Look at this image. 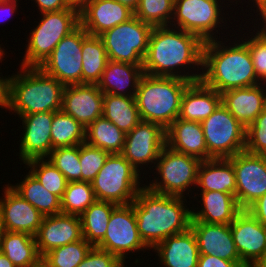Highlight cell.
I'll list each match as a JSON object with an SVG mask.
<instances>
[{"label":"cell","mask_w":266,"mask_h":267,"mask_svg":"<svg viewBox=\"0 0 266 267\" xmlns=\"http://www.w3.org/2000/svg\"><path fill=\"white\" fill-rule=\"evenodd\" d=\"M203 45L204 42L198 36L179 28L170 25L153 27L147 53L143 59V72L152 76L199 81L202 76L200 70H202ZM187 68H190L192 74H189ZM180 69L184 70V73H181ZM191 69L197 72L194 73ZM186 70L188 72H185Z\"/></svg>","instance_id":"obj_1"},{"label":"cell","mask_w":266,"mask_h":267,"mask_svg":"<svg viewBox=\"0 0 266 267\" xmlns=\"http://www.w3.org/2000/svg\"><path fill=\"white\" fill-rule=\"evenodd\" d=\"M185 198L158 194L146 186L138 191L133 209L140 238L148 248L190 228L191 208Z\"/></svg>","instance_id":"obj_2"},{"label":"cell","mask_w":266,"mask_h":267,"mask_svg":"<svg viewBox=\"0 0 266 267\" xmlns=\"http://www.w3.org/2000/svg\"><path fill=\"white\" fill-rule=\"evenodd\" d=\"M241 39V41H240ZM227 45L217 39L204 42L201 81L220 94L224 91L261 84L247 43L242 36ZM224 44V45H223Z\"/></svg>","instance_id":"obj_3"},{"label":"cell","mask_w":266,"mask_h":267,"mask_svg":"<svg viewBox=\"0 0 266 267\" xmlns=\"http://www.w3.org/2000/svg\"><path fill=\"white\" fill-rule=\"evenodd\" d=\"M18 72L7 77L5 109L19 116L61 110V82L39 67H20Z\"/></svg>","instance_id":"obj_4"},{"label":"cell","mask_w":266,"mask_h":267,"mask_svg":"<svg viewBox=\"0 0 266 267\" xmlns=\"http://www.w3.org/2000/svg\"><path fill=\"white\" fill-rule=\"evenodd\" d=\"M191 81L143 74L135 95L141 121L165 130L179 117L181 98Z\"/></svg>","instance_id":"obj_5"},{"label":"cell","mask_w":266,"mask_h":267,"mask_svg":"<svg viewBox=\"0 0 266 267\" xmlns=\"http://www.w3.org/2000/svg\"><path fill=\"white\" fill-rule=\"evenodd\" d=\"M40 15L43 18L30 30L21 67H39L56 45L80 25L79 9L73 6Z\"/></svg>","instance_id":"obj_6"},{"label":"cell","mask_w":266,"mask_h":267,"mask_svg":"<svg viewBox=\"0 0 266 267\" xmlns=\"http://www.w3.org/2000/svg\"><path fill=\"white\" fill-rule=\"evenodd\" d=\"M141 178L144 175L141 177V173L122 154H109L91 184L97 200L127 205L144 187L140 186Z\"/></svg>","instance_id":"obj_7"},{"label":"cell","mask_w":266,"mask_h":267,"mask_svg":"<svg viewBox=\"0 0 266 267\" xmlns=\"http://www.w3.org/2000/svg\"><path fill=\"white\" fill-rule=\"evenodd\" d=\"M200 163L201 161L196 157L176 152L165 146L160 152L156 166H152L156 169V172L153 173H158L160 176L154 177L153 182L151 181L148 186H145L158 194L189 196V192L192 191L190 186H196Z\"/></svg>","instance_id":"obj_8"},{"label":"cell","mask_w":266,"mask_h":267,"mask_svg":"<svg viewBox=\"0 0 266 267\" xmlns=\"http://www.w3.org/2000/svg\"><path fill=\"white\" fill-rule=\"evenodd\" d=\"M153 26L135 15L115 27L106 30L102 39L110 61L143 64Z\"/></svg>","instance_id":"obj_9"},{"label":"cell","mask_w":266,"mask_h":267,"mask_svg":"<svg viewBox=\"0 0 266 267\" xmlns=\"http://www.w3.org/2000/svg\"><path fill=\"white\" fill-rule=\"evenodd\" d=\"M201 125L211 158H230L245 151L246 129L222 103Z\"/></svg>","instance_id":"obj_10"},{"label":"cell","mask_w":266,"mask_h":267,"mask_svg":"<svg viewBox=\"0 0 266 267\" xmlns=\"http://www.w3.org/2000/svg\"><path fill=\"white\" fill-rule=\"evenodd\" d=\"M221 0H174V15L170 26L198 36L203 42L219 39L214 36L224 23ZM221 15V16H220ZM175 21V22H174ZM174 22V24H173ZM217 36V38H216Z\"/></svg>","instance_id":"obj_11"},{"label":"cell","mask_w":266,"mask_h":267,"mask_svg":"<svg viewBox=\"0 0 266 267\" xmlns=\"http://www.w3.org/2000/svg\"><path fill=\"white\" fill-rule=\"evenodd\" d=\"M87 35L79 25L56 45L39 68L64 86L82 84V41Z\"/></svg>","instance_id":"obj_12"},{"label":"cell","mask_w":266,"mask_h":267,"mask_svg":"<svg viewBox=\"0 0 266 267\" xmlns=\"http://www.w3.org/2000/svg\"><path fill=\"white\" fill-rule=\"evenodd\" d=\"M96 247L114 254L123 263H126L128 253L146 249L150 251L140 238L133 202L127 205H117L113 209L106 234Z\"/></svg>","instance_id":"obj_13"},{"label":"cell","mask_w":266,"mask_h":267,"mask_svg":"<svg viewBox=\"0 0 266 267\" xmlns=\"http://www.w3.org/2000/svg\"><path fill=\"white\" fill-rule=\"evenodd\" d=\"M228 159L235 171L236 201L241 209H247L266 193V155L243 151Z\"/></svg>","instance_id":"obj_14"},{"label":"cell","mask_w":266,"mask_h":267,"mask_svg":"<svg viewBox=\"0 0 266 267\" xmlns=\"http://www.w3.org/2000/svg\"><path fill=\"white\" fill-rule=\"evenodd\" d=\"M165 146L166 130L159 124L140 121L133 130L126 134L121 154L138 172L142 173L144 165L149 167V163L150 165L156 164Z\"/></svg>","instance_id":"obj_15"},{"label":"cell","mask_w":266,"mask_h":267,"mask_svg":"<svg viewBox=\"0 0 266 267\" xmlns=\"http://www.w3.org/2000/svg\"><path fill=\"white\" fill-rule=\"evenodd\" d=\"M5 186L0 198V218L5 231L27 233L35 237L44 216L9 183Z\"/></svg>","instance_id":"obj_16"},{"label":"cell","mask_w":266,"mask_h":267,"mask_svg":"<svg viewBox=\"0 0 266 267\" xmlns=\"http://www.w3.org/2000/svg\"><path fill=\"white\" fill-rule=\"evenodd\" d=\"M230 229L241 261L252 267L266 252V228L247 209H242Z\"/></svg>","instance_id":"obj_17"},{"label":"cell","mask_w":266,"mask_h":267,"mask_svg":"<svg viewBox=\"0 0 266 267\" xmlns=\"http://www.w3.org/2000/svg\"><path fill=\"white\" fill-rule=\"evenodd\" d=\"M55 112H41L18 116L21 118L23 134L19 145V158L23 163L47 158L52 151L51 127Z\"/></svg>","instance_id":"obj_18"},{"label":"cell","mask_w":266,"mask_h":267,"mask_svg":"<svg viewBox=\"0 0 266 267\" xmlns=\"http://www.w3.org/2000/svg\"><path fill=\"white\" fill-rule=\"evenodd\" d=\"M103 97L97 84L68 85L63 90L61 110L86 129L103 116Z\"/></svg>","instance_id":"obj_19"},{"label":"cell","mask_w":266,"mask_h":267,"mask_svg":"<svg viewBox=\"0 0 266 267\" xmlns=\"http://www.w3.org/2000/svg\"><path fill=\"white\" fill-rule=\"evenodd\" d=\"M82 238L80 216L63 213L44 216L35 235L37 250L41 257L54 248L79 241Z\"/></svg>","instance_id":"obj_20"},{"label":"cell","mask_w":266,"mask_h":267,"mask_svg":"<svg viewBox=\"0 0 266 267\" xmlns=\"http://www.w3.org/2000/svg\"><path fill=\"white\" fill-rule=\"evenodd\" d=\"M133 16V10L116 0H93L79 9L80 25L92 36H99Z\"/></svg>","instance_id":"obj_21"},{"label":"cell","mask_w":266,"mask_h":267,"mask_svg":"<svg viewBox=\"0 0 266 267\" xmlns=\"http://www.w3.org/2000/svg\"><path fill=\"white\" fill-rule=\"evenodd\" d=\"M199 254L216 256L234 262H242L236 249L230 225L191 220Z\"/></svg>","instance_id":"obj_22"},{"label":"cell","mask_w":266,"mask_h":267,"mask_svg":"<svg viewBox=\"0 0 266 267\" xmlns=\"http://www.w3.org/2000/svg\"><path fill=\"white\" fill-rule=\"evenodd\" d=\"M221 96L222 104L246 129L266 108V83L227 90Z\"/></svg>","instance_id":"obj_23"},{"label":"cell","mask_w":266,"mask_h":267,"mask_svg":"<svg viewBox=\"0 0 266 267\" xmlns=\"http://www.w3.org/2000/svg\"><path fill=\"white\" fill-rule=\"evenodd\" d=\"M166 146L200 161L212 159L208 155L203 128L199 122L177 118L166 129Z\"/></svg>","instance_id":"obj_24"},{"label":"cell","mask_w":266,"mask_h":267,"mask_svg":"<svg viewBox=\"0 0 266 267\" xmlns=\"http://www.w3.org/2000/svg\"><path fill=\"white\" fill-rule=\"evenodd\" d=\"M153 251L158 253L159 263L165 267H197L200 255L194 232L190 228L167 237Z\"/></svg>","instance_id":"obj_25"},{"label":"cell","mask_w":266,"mask_h":267,"mask_svg":"<svg viewBox=\"0 0 266 267\" xmlns=\"http://www.w3.org/2000/svg\"><path fill=\"white\" fill-rule=\"evenodd\" d=\"M222 103V96L201 80L191 82L183 92L180 106V119L201 123Z\"/></svg>","instance_id":"obj_26"},{"label":"cell","mask_w":266,"mask_h":267,"mask_svg":"<svg viewBox=\"0 0 266 267\" xmlns=\"http://www.w3.org/2000/svg\"><path fill=\"white\" fill-rule=\"evenodd\" d=\"M142 65L109 60L97 86L104 94L135 97L144 74Z\"/></svg>","instance_id":"obj_27"},{"label":"cell","mask_w":266,"mask_h":267,"mask_svg":"<svg viewBox=\"0 0 266 267\" xmlns=\"http://www.w3.org/2000/svg\"><path fill=\"white\" fill-rule=\"evenodd\" d=\"M201 209H191V220L230 225L242 210L234 195L220 191H200Z\"/></svg>","instance_id":"obj_28"},{"label":"cell","mask_w":266,"mask_h":267,"mask_svg":"<svg viewBox=\"0 0 266 267\" xmlns=\"http://www.w3.org/2000/svg\"><path fill=\"white\" fill-rule=\"evenodd\" d=\"M201 191H220L235 196L236 179L232 162L228 158L201 161L195 188Z\"/></svg>","instance_id":"obj_29"},{"label":"cell","mask_w":266,"mask_h":267,"mask_svg":"<svg viewBox=\"0 0 266 267\" xmlns=\"http://www.w3.org/2000/svg\"><path fill=\"white\" fill-rule=\"evenodd\" d=\"M0 251L16 267H39L42 264L36 239L27 233L5 231Z\"/></svg>","instance_id":"obj_30"},{"label":"cell","mask_w":266,"mask_h":267,"mask_svg":"<svg viewBox=\"0 0 266 267\" xmlns=\"http://www.w3.org/2000/svg\"><path fill=\"white\" fill-rule=\"evenodd\" d=\"M103 116L125 134L141 121L136 99L130 96L104 94Z\"/></svg>","instance_id":"obj_31"},{"label":"cell","mask_w":266,"mask_h":267,"mask_svg":"<svg viewBox=\"0 0 266 267\" xmlns=\"http://www.w3.org/2000/svg\"><path fill=\"white\" fill-rule=\"evenodd\" d=\"M10 186L43 216L61 213V199L50 193L30 172L20 183Z\"/></svg>","instance_id":"obj_32"},{"label":"cell","mask_w":266,"mask_h":267,"mask_svg":"<svg viewBox=\"0 0 266 267\" xmlns=\"http://www.w3.org/2000/svg\"><path fill=\"white\" fill-rule=\"evenodd\" d=\"M117 204L96 200L81 215L82 237L92 246L104 238L113 209Z\"/></svg>","instance_id":"obj_33"},{"label":"cell","mask_w":266,"mask_h":267,"mask_svg":"<svg viewBox=\"0 0 266 267\" xmlns=\"http://www.w3.org/2000/svg\"><path fill=\"white\" fill-rule=\"evenodd\" d=\"M126 134L104 116L97 118L85 130V142L109 154H121Z\"/></svg>","instance_id":"obj_34"},{"label":"cell","mask_w":266,"mask_h":267,"mask_svg":"<svg viewBox=\"0 0 266 267\" xmlns=\"http://www.w3.org/2000/svg\"><path fill=\"white\" fill-rule=\"evenodd\" d=\"M108 61L102 39L88 34L82 41V84H97Z\"/></svg>","instance_id":"obj_35"},{"label":"cell","mask_w":266,"mask_h":267,"mask_svg":"<svg viewBox=\"0 0 266 267\" xmlns=\"http://www.w3.org/2000/svg\"><path fill=\"white\" fill-rule=\"evenodd\" d=\"M85 128L62 110L55 111L51 127L52 150L85 142Z\"/></svg>","instance_id":"obj_36"},{"label":"cell","mask_w":266,"mask_h":267,"mask_svg":"<svg viewBox=\"0 0 266 267\" xmlns=\"http://www.w3.org/2000/svg\"><path fill=\"white\" fill-rule=\"evenodd\" d=\"M96 200L90 182H68L61 199V213L80 216Z\"/></svg>","instance_id":"obj_37"},{"label":"cell","mask_w":266,"mask_h":267,"mask_svg":"<svg viewBox=\"0 0 266 267\" xmlns=\"http://www.w3.org/2000/svg\"><path fill=\"white\" fill-rule=\"evenodd\" d=\"M93 246L84 238L50 250L42 257L45 267H77Z\"/></svg>","instance_id":"obj_38"},{"label":"cell","mask_w":266,"mask_h":267,"mask_svg":"<svg viewBox=\"0 0 266 267\" xmlns=\"http://www.w3.org/2000/svg\"><path fill=\"white\" fill-rule=\"evenodd\" d=\"M29 172L50 193L62 199L68 181L65 176L46 158H36L24 163Z\"/></svg>","instance_id":"obj_39"},{"label":"cell","mask_w":266,"mask_h":267,"mask_svg":"<svg viewBox=\"0 0 266 267\" xmlns=\"http://www.w3.org/2000/svg\"><path fill=\"white\" fill-rule=\"evenodd\" d=\"M134 15L153 27L168 26L174 15V0H140Z\"/></svg>","instance_id":"obj_40"},{"label":"cell","mask_w":266,"mask_h":267,"mask_svg":"<svg viewBox=\"0 0 266 267\" xmlns=\"http://www.w3.org/2000/svg\"><path fill=\"white\" fill-rule=\"evenodd\" d=\"M80 145L54 148L48 160L65 176L68 182L81 181Z\"/></svg>","instance_id":"obj_41"},{"label":"cell","mask_w":266,"mask_h":267,"mask_svg":"<svg viewBox=\"0 0 266 267\" xmlns=\"http://www.w3.org/2000/svg\"><path fill=\"white\" fill-rule=\"evenodd\" d=\"M108 155V152L86 142L80 144L81 181L91 183L103 167Z\"/></svg>","instance_id":"obj_42"},{"label":"cell","mask_w":266,"mask_h":267,"mask_svg":"<svg viewBox=\"0 0 266 267\" xmlns=\"http://www.w3.org/2000/svg\"><path fill=\"white\" fill-rule=\"evenodd\" d=\"M245 151L255 155H266V108L246 128Z\"/></svg>","instance_id":"obj_43"},{"label":"cell","mask_w":266,"mask_h":267,"mask_svg":"<svg viewBox=\"0 0 266 267\" xmlns=\"http://www.w3.org/2000/svg\"><path fill=\"white\" fill-rule=\"evenodd\" d=\"M251 33L252 37L243 40H246L257 77L266 83V39L258 32Z\"/></svg>","instance_id":"obj_44"},{"label":"cell","mask_w":266,"mask_h":267,"mask_svg":"<svg viewBox=\"0 0 266 267\" xmlns=\"http://www.w3.org/2000/svg\"><path fill=\"white\" fill-rule=\"evenodd\" d=\"M77 267H127L114 254L93 246Z\"/></svg>","instance_id":"obj_45"},{"label":"cell","mask_w":266,"mask_h":267,"mask_svg":"<svg viewBox=\"0 0 266 267\" xmlns=\"http://www.w3.org/2000/svg\"><path fill=\"white\" fill-rule=\"evenodd\" d=\"M197 267H247L243 262H234L212 255L200 254Z\"/></svg>","instance_id":"obj_46"},{"label":"cell","mask_w":266,"mask_h":267,"mask_svg":"<svg viewBox=\"0 0 266 267\" xmlns=\"http://www.w3.org/2000/svg\"><path fill=\"white\" fill-rule=\"evenodd\" d=\"M40 13L59 11L72 7L69 0H34Z\"/></svg>","instance_id":"obj_47"},{"label":"cell","mask_w":266,"mask_h":267,"mask_svg":"<svg viewBox=\"0 0 266 267\" xmlns=\"http://www.w3.org/2000/svg\"><path fill=\"white\" fill-rule=\"evenodd\" d=\"M247 210L266 228V193L254 201Z\"/></svg>","instance_id":"obj_48"},{"label":"cell","mask_w":266,"mask_h":267,"mask_svg":"<svg viewBox=\"0 0 266 267\" xmlns=\"http://www.w3.org/2000/svg\"><path fill=\"white\" fill-rule=\"evenodd\" d=\"M19 0H0V15L4 17L5 14H7L3 19V17L0 18V22L3 20H9L11 18L14 12H17L18 2ZM4 14H3V13ZM11 16V17H10ZM3 19V20H2Z\"/></svg>","instance_id":"obj_49"},{"label":"cell","mask_w":266,"mask_h":267,"mask_svg":"<svg viewBox=\"0 0 266 267\" xmlns=\"http://www.w3.org/2000/svg\"><path fill=\"white\" fill-rule=\"evenodd\" d=\"M256 13H258L256 16L259 15L261 17L259 18V20H262V22L260 23L262 27L261 25H258V29H255L256 26H253L254 27L253 32L257 30V32L266 39V5L261 7L258 11H256ZM259 26L261 27L260 30H259Z\"/></svg>","instance_id":"obj_50"},{"label":"cell","mask_w":266,"mask_h":267,"mask_svg":"<svg viewBox=\"0 0 266 267\" xmlns=\"http://www.w3.org/2000/svg\"><path fill=\"white\" fill-rule=\"evenodd\" d=\"M0 62H2V59H0ZM6 101H7V78L6 76L3 77V75H0V108L2 107L5 108Z\"/></svg>","instance_id":"obj_51"},{"label":"cell","mask_w":266,"mask_h":267,"mask_svg":"<svg viewBox=\"0 0 266 267\" xmlns=\"http://www.w3.org/2000/svg\"><path fill=\"white\" fill-rule=\"evenodd\" d=\"M119 3L128 6L131 10L135 11L138 8L140 0H116Z\"/></svg>","instance_id":"obj_52"},{"label":"cell","mask_w":266,"mask_h":267,"mask_svg":"<svg viewBox=\"0 0 266 267\" xmlns=\"http://www.w3.org/2000/svg\"><path fill=\"white\" fill-rule=\"evenodd\" d=\"M0 267H16L7 256L0 251Z\"/></svg>","instance_id":"obj_53"},{"label":"cell","mask_w":266,"mask_h":267,"mask_svg":"<svg viewBox=\"0 0 266 267\" xmlns=\"http://www.w3.org/2000/svg\"><path fill=\"white\" fill-rule=\"evenodd\" d=\"M73 7L81 9L86 3L93 0H69Z\"/></svg>","instance_id":"obj_54"},{"label":"cell","mask_w":266,"mask_h":267,"mask_svg":"<svg viewBox=\"0 0 266 267\" xmlns=\"http://www.w3.org/2000/svg\"><path fill=\"white\" fill-rule=\"evenodd\" d=\"M252 267H266V252L257 262L252 265Z\"/></svg>","instance_id":"obj_55"},{"label":"cell","mask_w":266,"mask_h":267,"mask_svg":"<svg viewBox=\"0 0 266 267\" xmlns=\"http://www.w3.org/2000/svg\"><path fill=\"white\" fill-rule=\"evenodd\" d=\"M245 2H246V0H245ZM251 2H254L253 6H251V8L256 7V9H257L256 11H258L261 7L266 5V0H252Z\"/></svg>","instance_id":"obj_56"},{"label":"cell","mask_w":266,"mask_h":267,"mask_svg":"<svg viewBox=\"0 0 266 267\" xmlns=\"http://www.w3.org/2000/svg\"><path fill=\"white\" fill-rule=\"evenodd\" d=\"M4 233H5V228H4L2 221H1V218H0V250H1V243H2Z\"/></svg>","instance_id":"obj_57"},{"label":"cell","mask_w":266,"mask_h":267,"mask_svg":"<svg viewBox=\"0 0 266 267\" xmlns=\"http://www.w3.org/2000/svg\"><path fill=\"white\" fill-rule=\"evenodd\" d=\"M5 49H2L1 48V45H0V59H3L4 58V56H5V51H4Z\"/></svg>","instance_id":"obj_58"}]
</instances>
